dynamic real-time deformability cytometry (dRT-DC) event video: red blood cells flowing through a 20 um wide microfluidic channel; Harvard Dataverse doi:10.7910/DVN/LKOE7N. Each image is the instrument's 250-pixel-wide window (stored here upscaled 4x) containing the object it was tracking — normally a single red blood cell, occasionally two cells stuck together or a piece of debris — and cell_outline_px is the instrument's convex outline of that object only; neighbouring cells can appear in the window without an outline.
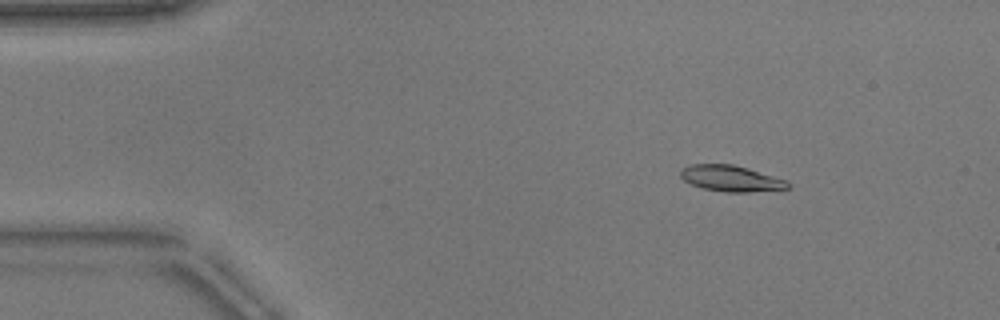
{"species": "common noctule bat (a hibernating species)", "species_latin": "Nyctalus noctula", "temperature_condition": "warm", "stored_images_in_passage": 48, "camera_frame_rate_fps": 3000, "um_per_image_px": 0.085, "animal": {"sex": "male", "body_mass_g": 17.9}, "frame": {"image": 1, "passage_image": 6, "time_ms": 1.667, "image_size_px": [1000, 320], "cell_outline_px": [[792, 188], [748, 192], [724, 192], [704, 188], [692, 184], [684, 180], [680, 176], [680, 172], [684, 168], [692, 164], [732, 164], [748, 168], [788, 180], [792, 184]], "centroid_in_image_um": [62.21, 15.17], "position_along_channel_um": 22.8, "area_um2": 16.3}}
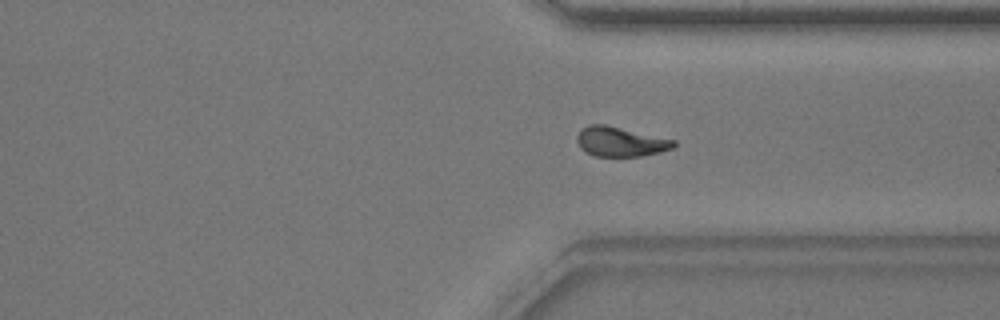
{"frame": {"image": 2, "passage_image": 38, "time_ms": 12.333, "image_size_px": [1000, 320], "cell_outline_px": [[676, 144], [672, 148], [660, 152], [640, 156], [592, 156], [584, 152], [580, 148], [576, 140], [576, 136], [580, 128], [588, 124], [604, 124], [676, 140]], "centroid_in_image_um": [52.68, 12.04], "position_along_channel_um": 358.7, "area_um2": 16.88}}
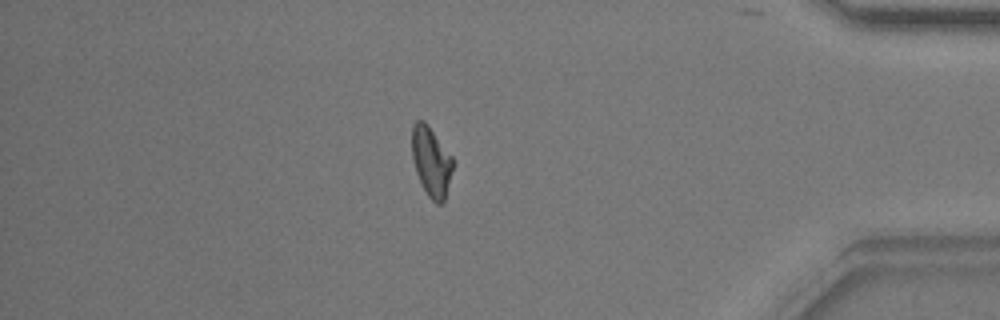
{"frame": {"image": 3, "passage_image": 44, "time_ms": 14.333, "image_size_px": [1000, 320], "cell_outline_px": [[452, 168], [444, 204], [436, 204], [428, 196], [416, 172], [412, 156], [412, 124], [416, 120], [424, 120], [428, 124], [452, 156]], "centroid_in_image_um": [36.64, 13.72], "position_along_channel_um": 398.6, "area_um2": 16.53}}